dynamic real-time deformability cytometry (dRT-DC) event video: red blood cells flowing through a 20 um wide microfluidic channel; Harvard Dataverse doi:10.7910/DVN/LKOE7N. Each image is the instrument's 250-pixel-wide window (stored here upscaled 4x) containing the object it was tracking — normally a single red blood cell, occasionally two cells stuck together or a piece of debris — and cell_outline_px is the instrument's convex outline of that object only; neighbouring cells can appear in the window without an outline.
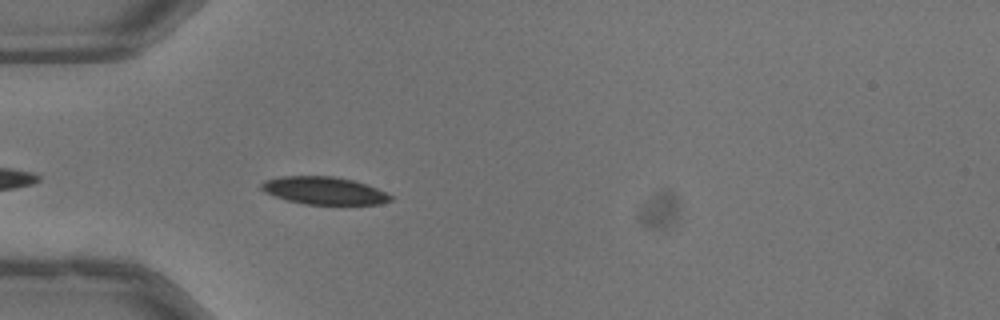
{"species": "common noctule bat (a hibernating species)", "species_latin": "Nyctalus noctula", "temperature_condition": "warm", "stored_images_in_passage": 24, "camera_frame_rate_fps": 3000, "um_per_image_px": 0.085, "animal": {"sex": "male", "body_mass_g": 13.3}, "frame": {"image": 1, "passage_image": 4, "time_ms": 1.0, "image_size_px": [1000, 320], "cell_outline_px": [[392, 200], [380, 204], [304, 204], [272, 196], [264, 192], [260, 188], [260, 184], [264, 180], [280, 176], [332, 176], [352, 180], [376, 188], [392, 196]], "centroid_in_image_um": [27.48, 16.2], "position_along_channel_um": 57.5, "area_um2": 20.69}}
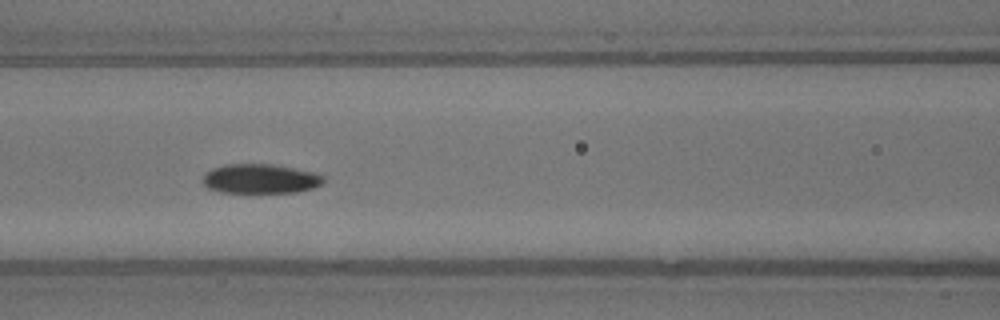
{"frame": {"image": 2, "passage_image": 11, "time_ms": 3.333, "image_size_px": [1000, 320], "cell_outline_px": [[324, 180], [320, 184], [312, 188], [296, 192], [220, 192], [208, 188], [204, 184], [204, 176], [212, 168], [228, 164], [272, 164], [312, 172], [324, 176]], "centroid_in_image_um": [22.12, 15.19], "position_along_channel_um": 144.5, "area_um2": 20.35}}
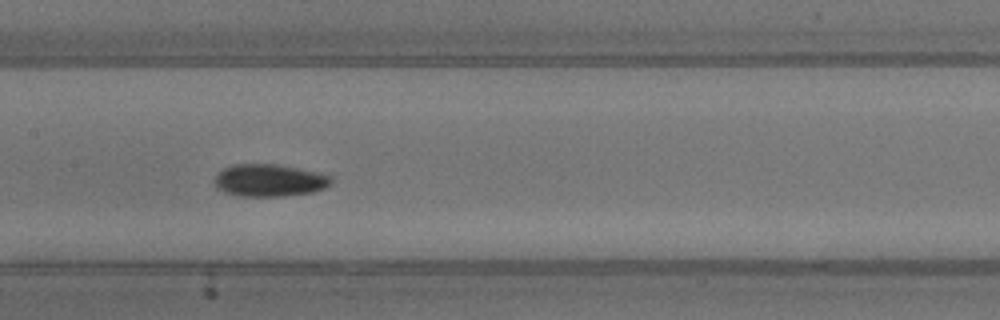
{"frame": {"image": 3, "passage_image": 14, "time_ms": 4.333, "image_size_px": [1000, 320], "cell_outline_px": [[332, 184], [324, 188], [312, 192], [280, 196], [236, 196], [224, 192], [216, 188], [216, 172], [232, 164], [276, 164], [300, 168], [320, 172], [332, 176]], "centroid_in_image_um": [22.91, 15.32], "position_along_channel_um": 184.5, "area_um2": 22.2}}